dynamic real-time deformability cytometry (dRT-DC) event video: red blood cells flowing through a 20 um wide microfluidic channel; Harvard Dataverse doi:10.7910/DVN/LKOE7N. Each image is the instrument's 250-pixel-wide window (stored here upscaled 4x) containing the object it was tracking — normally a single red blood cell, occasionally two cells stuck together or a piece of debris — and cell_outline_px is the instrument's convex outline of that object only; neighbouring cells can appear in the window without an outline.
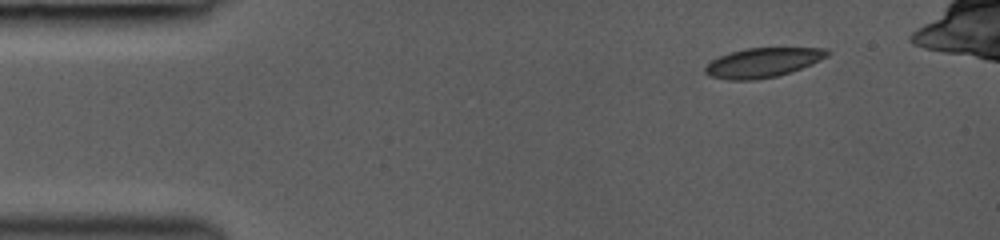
{"species": "common noctule bat (a hibernating species)", "species_latin": "Nyctalus noctula", "temperature_condition": "room temperature", "stored_images_in_passage": 41, "camera_frame_rate_fps": 3000, "um_per_image_px": 0.085, "animal": {"sex": "female", "body_mass_g": 19.0, "forearm_length_mm": 53.3}, "frame": {"image": 1, "passage_image": 1, "time_ms": 0.0, "image_size_px": [1000, 240], "cell_outline_px": [[828, 56], [812, 64], [776, 76], [756, 80], [728, 80], [708, 76], [704, 72], [704, 68], [712, 60], [720, 56], [744, 48], [828, 48]], "centroid_in_image_um": [64.81, 5.32], "position_along_channel_um": 20.2, "area_um2": 20.81}}
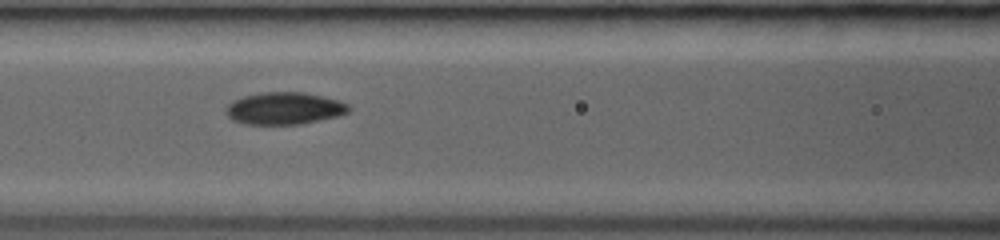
{"frame": {"image": 2, "passage_image": 16, "time_ms": 5.0, "image_size_px": [1000, 240], "cell_outline_px": [[352, 108], [348, 112], [336, 116], [300, 124], [244, 124], [232, 120], [224, 112], [228, 104], [232, 100], [244, 96], [264, 92], [304, 92], [324, 96], [340, 100], [348, 104]], "centroid_in_image_um": [24.16, 9.2], "position_along_channel_um": 142.4, "area_um2": 23.12}}
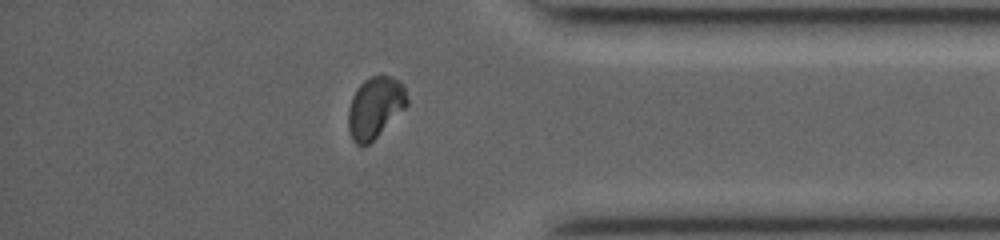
{"frame": {"image": 3, "passage_image": 35, "time_ms": 11.333, "image_size_px": [1000, 240], "cell_outline_px": [[408, 104], [368, 144], [356, 144], [352, 140], [348, 128], [348, 108], [352, 96], [356, 88], [364, 80], [372, 76], [392, 76], [400, 80], [404, 84], [408, 100]], "centroid_in_image_um": [31.87, 9.09], "position_along_channel_um": 403.3, "area_um2": 20.81}, "authors_computed_cell_mechanics": {"area_um2": 22.253, "velocity_mm_per_s": 4.2533, "shape_relaxation_time_tau1_ms": null, "shape_relaxation_time_tau2_ms": 1.1402, "deformation_change_tau1": null, "deformation_change_tau2": 0.0459}}